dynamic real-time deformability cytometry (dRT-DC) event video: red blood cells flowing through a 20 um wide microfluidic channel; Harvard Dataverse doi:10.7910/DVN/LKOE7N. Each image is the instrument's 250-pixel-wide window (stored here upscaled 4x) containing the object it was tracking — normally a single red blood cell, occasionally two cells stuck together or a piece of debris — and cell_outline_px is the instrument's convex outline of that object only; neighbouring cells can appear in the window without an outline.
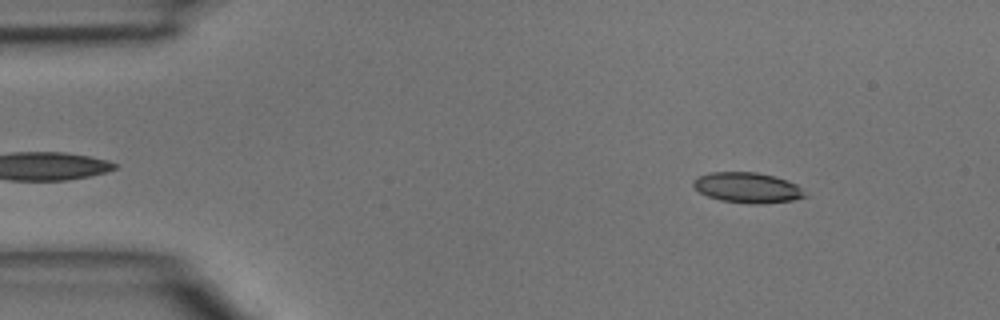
{"species": "common noctule bat (a hibernating species)", "species_latin": "Nyctalus noctula", "temperature_condition": "room temperature", "stored_images_in_passage": 45, "camera_frame_rate_fps": 3000, "um_per_image_px": 0.085, "animal": {"sex": "male", "body_mass_g": 15.6}, "frame": {"image": 1, "passage_image": 5, "time_ms": 1.333, "image_size_px": [1000, 320], "cell_outline_px": [[808, 196], [792, 200], [756, 204], [748, 204], [720, 200], [708, 196], [700, 192], [692, 184], [692, 180], [696, 176], [708, 172], [756, 172], [788, 180], [796, 184]], "centroid_in_image_um": [63.49, 15.94], "position_along_channel_um": 21.5, "area_um2": 19.77}}
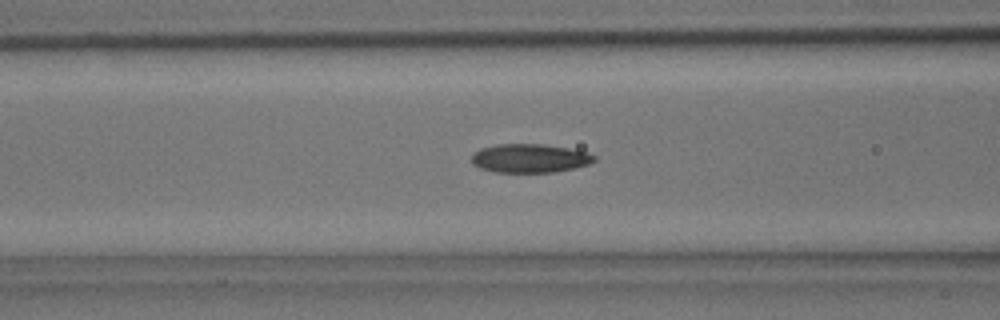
{"frame": {"image": 2, "passage_image": 17, "time_ms": 5.333, "image_size_px": [1000, 320], "cell_outline_px": [[596, 160], [588, 164], [576, 168], [556, 172], [496, 172], [480, 168], [472, 164], [472, 152], [480, 148], [496, 144], [544, 144], [568, 148], [584, 152], [596, 156]], "centroid_in_image_um": [45.0, 13.45], "position_along_channel_um": 121.6, "area_um2": 20.63}}
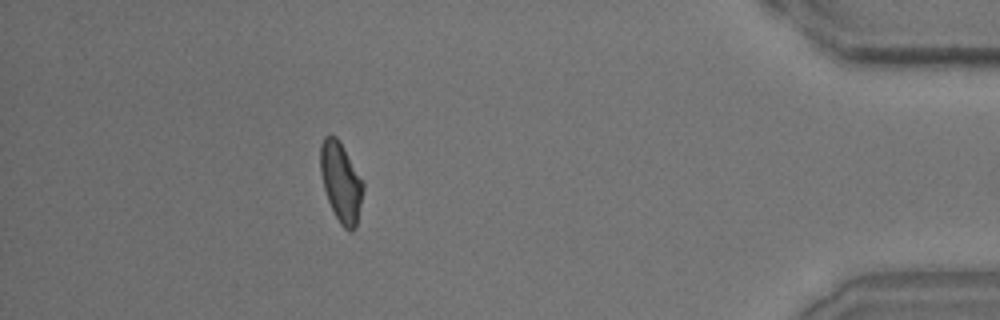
{"frame": {"image": 3, "passage_image": 40, "time_ms": 13.0, "image_size_px": [1000, 320], "cell_outline_px": [[364, 188], [356, 228], [352, 232], [348, 232], [340, 224], [328, 200], [324, 188], [320, 172], [320, 144], [324, 136], [336, 136], [364, 180]], "centroid_in_image_um": [29.0, 15.5], "position_along_channel_um": 406.2, "area_um2": 19.94}}